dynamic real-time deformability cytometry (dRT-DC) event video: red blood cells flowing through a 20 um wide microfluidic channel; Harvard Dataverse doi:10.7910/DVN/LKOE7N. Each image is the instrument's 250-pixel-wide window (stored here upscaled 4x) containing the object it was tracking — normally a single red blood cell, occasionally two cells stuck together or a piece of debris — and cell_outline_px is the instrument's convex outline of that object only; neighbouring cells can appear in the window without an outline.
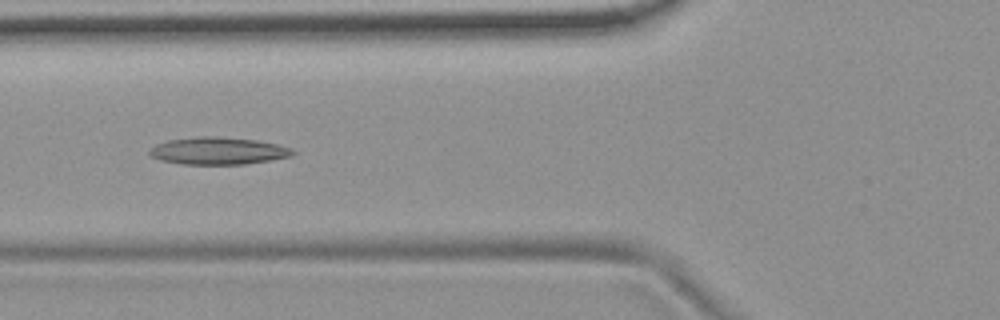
{"species": "common noctule bat (a hibernating species)", "species_latin": "Nyctalus noctula", "temperature_condition": "room temperature", "stored_images_in_passage": 38, "camera_frame_rate_fps": 3000, "um_per_image_px": 0.085, "animal": {"sex": "female", "body_mass_g": 19.9}, "frame": {"image": 1, "passage_image": 5, "time_ms": 1.333, "image_size_px": [1000, 320], "cell_outline_px": [[296, 152], [292, 156], [272, 160], [244, 164], [180, 164], [160, 160], [148, 156], [148, 152], [156, 144], [168, 140], [200, 136], [220, 136], [256, 140], [276, 144], [292, 148]], "centroid_in_image_um": [18.54, 12.82], "position_along_channel_um": 107.3, "area_um2": 22.95}}
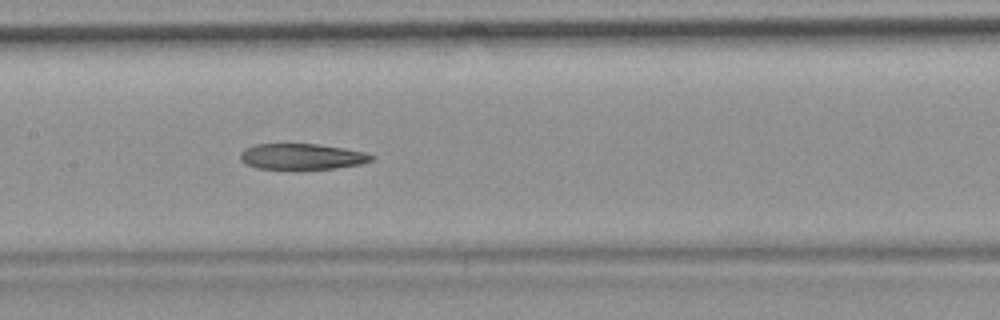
{"frame": {"image": 2, "passage_image": 11, "time_ms": 3.333, "image_size_px": [1000, 320], "cell_outline_px": [[376, 156], [372, 160], [360, 164], [336, 168], [256, 168], [240, 160], [240, 152], [244, 148], [256, 144], [316, 144], [344, 148], [364, 152]], "centroid_in_image_um": [25.66, 13.29], "position_along_channel_um": 181.7, "area_um2": 19.48}}
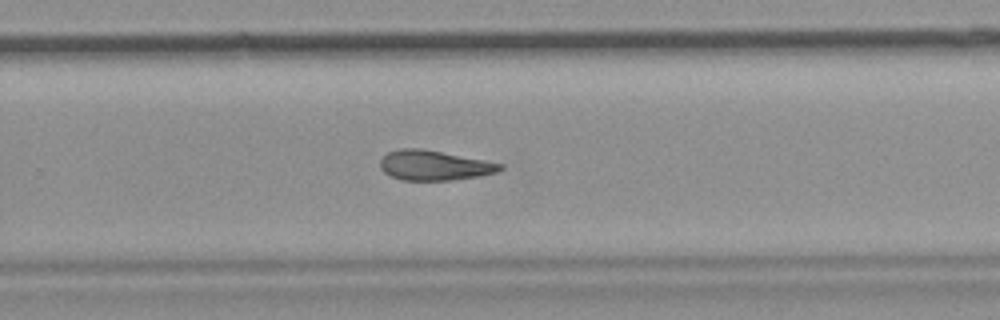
{"frame": {"image": 3, "passage_image": 20, "time_ms": 6.333, "image_size_px": [1000, 320], "cell_outline_px": [[504, 168], [496, 172], [480, 176], [452, 180], [400, 180], [384, 172], [380, 168], [380, 160], [388, 152], [400, 148], [420, 148], [484, 160], [504, 164]], "centroid_in_image_um": [36.9, 14.06], "position_along_channel_um": 292.9, "area_um2": 20.81}, "authors_computed_cell_mechanics": {"area_um2": 21.4149, "velocity_mm_per_s": 3.7214, "shape_relaxation_time_tau1_ms": null, "shape_relaxation_time_tau2_ms": 7.7296, "deformation_change_tau1": null, "deformation_change_tau2": 0.1779}}